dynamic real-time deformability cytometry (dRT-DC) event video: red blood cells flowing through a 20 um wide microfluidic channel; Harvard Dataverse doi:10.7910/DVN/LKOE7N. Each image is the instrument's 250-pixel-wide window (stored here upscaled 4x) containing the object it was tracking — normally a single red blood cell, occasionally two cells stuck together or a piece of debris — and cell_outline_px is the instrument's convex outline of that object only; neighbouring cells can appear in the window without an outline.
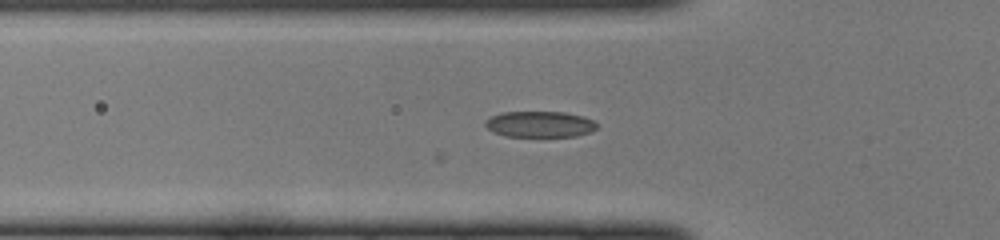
{"species": "common noctule bat (a hibernating species)", "species_latin": "Nyctalus noctula", "temperature_condition": "cold", "stored_images_in_passage": 33, "camera_frame_rate_fps": 3000, "um_per_image_px": 0.085, "animal": {"sex": "female", "body_mass_g": 22.0, "forearm_length_mm": 56.7}, "frame": {"image": 1, "passage_image": 2, "time_ms": 0.333, "image_size_px": [1000, 240], "cell_outline_px": [[596, 128], [592, 132], [576, 136], [504, 136], [492, 132], [484, 124], [484, 120], [500, 112], [564, 112], [584, 116], [592, 120], [596, 124]], "centroid_in_image_um": [45.86, 10.56], "position_along_channel_um": 79.9, "area_um2": 16.99}}
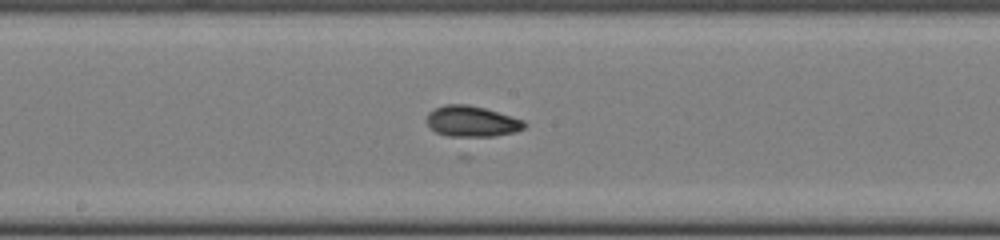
{"frame": {"image": 2, "passage_image": 11, "time_ms": 3.333, "image_size_px": [1000, 240], "cell_outline_px": [[528, 124], [524, 128], [516, 132], [468, 140], [460, 140], [436, 132], [428, 124], [428, 112], [444, 104], [468, 104], [484, 108], [524, 120]], "centroid_in_image_um": [40.12, 10.37], "position_along_channel_um": 208.1, "area_um2": 18.15}}
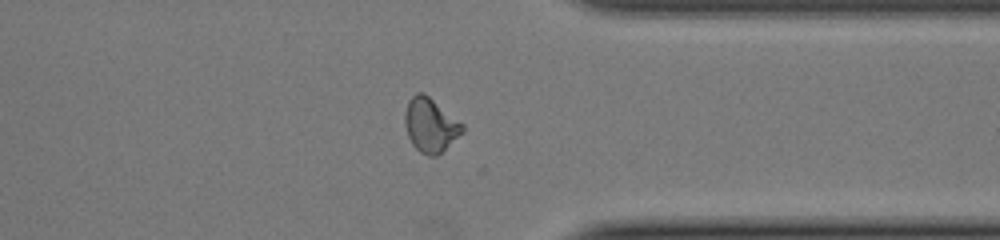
{"frame": {"image": 3, "passage_image": 23, "time_ms": 7.333, "image_size_px": [1000, 240], "cell_outline_px": [[464, 132], [436, 156], [428, 156], [420, 152], [412, 144], [408, 136], [404, 124], [404, 112], [408, 100], [416, 92], [424, 92], [464, 124]], "centroid_in_image_um": [36.57, 10.61], "position_along_channel_um": 374.8, "area_um2": 18.26}}